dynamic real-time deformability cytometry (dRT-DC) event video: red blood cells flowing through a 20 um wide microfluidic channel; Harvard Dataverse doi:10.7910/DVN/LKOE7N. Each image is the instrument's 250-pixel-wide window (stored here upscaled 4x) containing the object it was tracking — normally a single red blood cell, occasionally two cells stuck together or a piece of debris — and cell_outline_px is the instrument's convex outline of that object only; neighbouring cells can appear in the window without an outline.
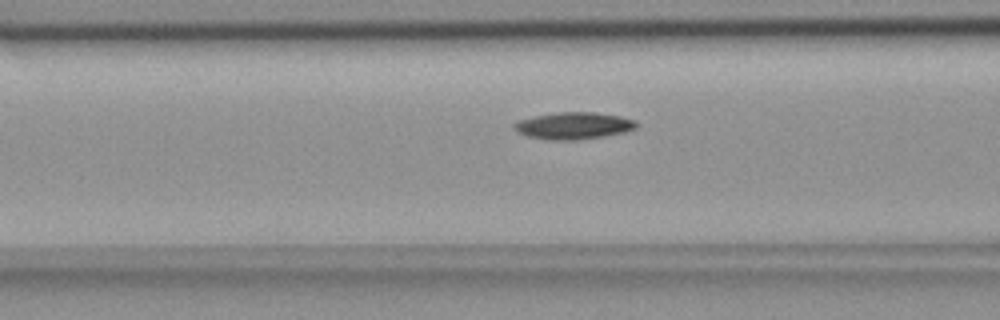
{"species": "common noctule bat (a hibernating species)", "species_latin": "Nyctalus noctula", "temperature_condition": "room temperature", "stored_images_in_passage": 49, "camera_frame_rate_fps": 3000, "um_per_image_px": 0.085, "animal": {"sex": "female", "body_mass_g": 18.4}, "frame": {"image": 1, "passage_image": 16, "time_ms": 5.0, "image_size_px": [1000, 320], "cell_outline_px": [[636, 128], [624, 132], [604, 136], [576, 140], [548, 140], [528, 136], [516, 132], [512, 128], [512, 124], [520, 120], [536, 116], [556, 112], [596, 112], [620, 116], [636, 120]], "centroid_in_image_um": [48.73, 10.68], "position_along_channel_um": 117.9, "area_um2": 19.25}}
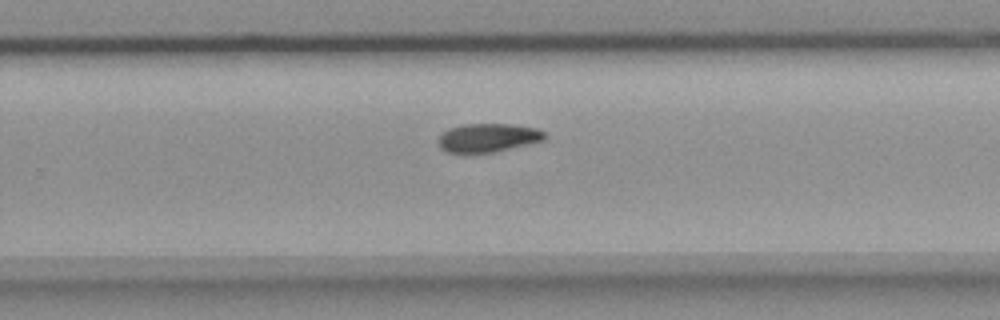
{"frame": {"image": 2, "passage_image": 30, "time_ms": 9.667, "image_size_px": [1000, 320], "cell_outline_px": [[548, 136], [544, 140], [532, 144], [496, 152], [448, 152], [440, 148], [436, 140], [440, 132], [448, 128], [464, 124], [512, 124], [536, 128], [544, 132]], "centroid_in_image_um": [41.48, 11.7], "position_along_channel_um": 288.3, "area_um2": 18.09}}
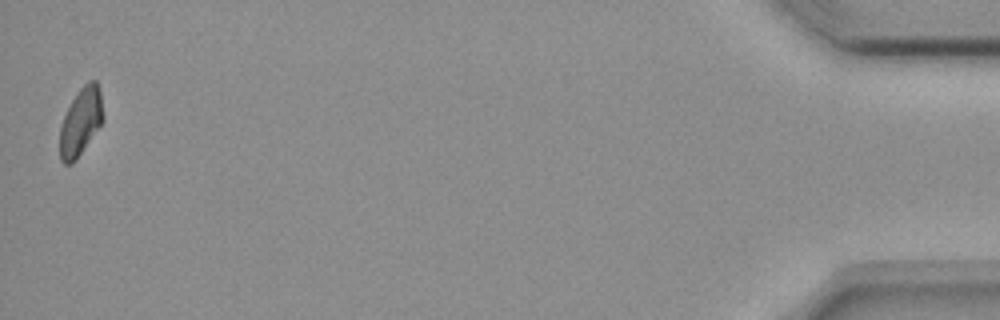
{"frame": {"image": 3, "passage_image": 49, "time_ms": 16.0, "image_size_px": [1000, 320], "cell_outline_px": [[104, 120], [76, 160], [72, 164], [64, 164], [60, 160], [60, 128], [64, 116], [72, 100], [80, 88], [88, 80], [96, 80], [100, 92], [104, 116]], "centroid_in_image_um": [6.87, 10.35], "position_along_channel_um": 428.3, "area_um2": 16.99}, "authors_computed_cell_mechanics": {"area_um2": 18.0914, "velocity_mm_per_s": 3.6697, "shape_relaxation_time_tau1_ms": 4.0037, "shape_relaxation_time_tau2_ms": null, "deformation_change_tau1": 0.115, "deformation_change_tau2": null}}